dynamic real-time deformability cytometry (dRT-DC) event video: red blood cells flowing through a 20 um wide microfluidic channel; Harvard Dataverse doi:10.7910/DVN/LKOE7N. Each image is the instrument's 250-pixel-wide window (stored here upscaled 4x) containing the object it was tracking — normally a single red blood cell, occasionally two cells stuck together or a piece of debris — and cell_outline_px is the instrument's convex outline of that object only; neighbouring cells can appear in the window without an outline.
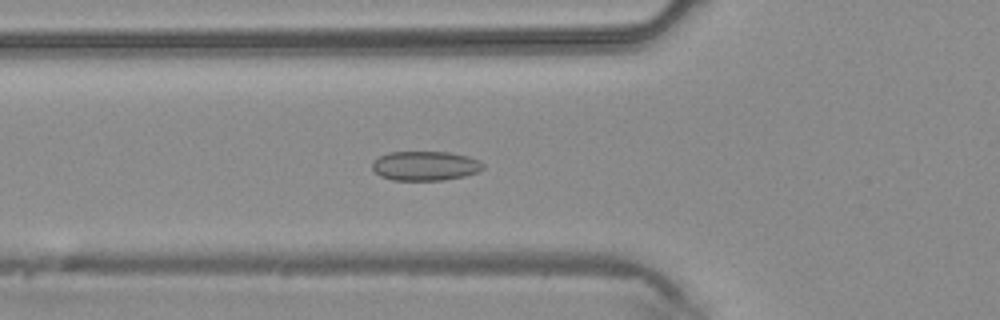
{"species": "common noctule bat (a hibernating species)", "species_latin": "Nyctalus noctula", "temperature_condition": "warm", "stored_images_in_passage": 39, "camera_frame_rate_fps": 3000, "um_per_image_px": 0.085, "animal": {"sex": "male", "body_mass_g": 20.4}, "frame": {"image": 1, "passage_image": 11, "time_ms": 3.333, "image_size_px": [1000, 320], "cell_outline_px": [[484, 168], [480, 172], [464, 176], [444, 180], [392, 180], [380, 176], [372, 168], [372, 160], [388, 152], [448, 152], [468, 156], [480, 160], [484, 164]], "centroid_in_image_um": [36.16, 14.1], "position_along_channel_um": 89.6, "area_um2": 19.19}}
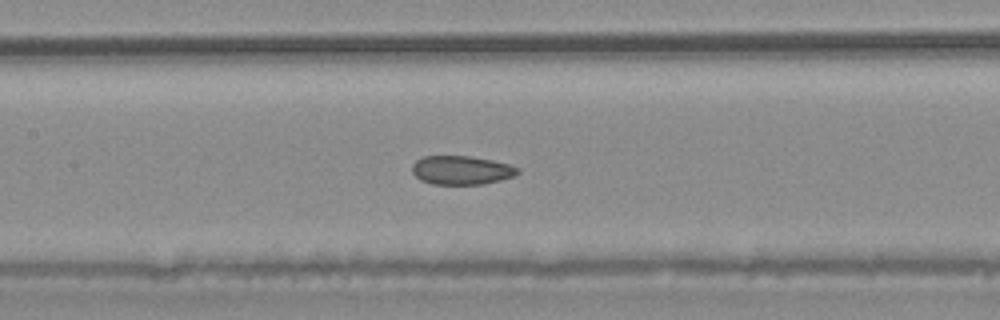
{"frame": {"image": 2, "passage_image": 16, "time_ms": 5.0, "image_size_px": [1000, 320], "cell_outline_px": [[520, 172], [516, 176], [484, 184], [432, 184], [420, 180], [412, 172], [412, 164], [416, 160], [424, 156], [468, 156], [492, 160], [508, 164], [520, 168]], "centroid_in_image_um": [39.23, 14.47], "position_along_channel_um": 168.2, "area_um2": 17.8}}
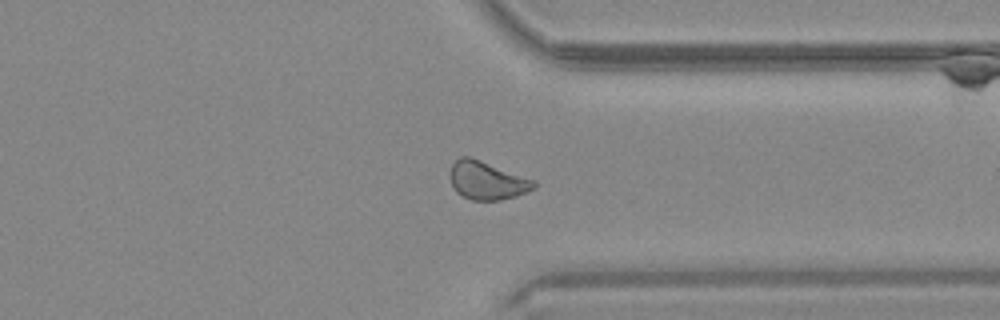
{"frame": {"image": 3, "passage_image": 29, "time_ms": 9.333, "image_size_px": [1000, 320], "cell_outline_px": [[536, 188], [516, 196], [500, 200], [472, 200], [460, 196], [456, 192], [452, 184], [452, 164], [460, 156], [468, 156], [480, 160], [536, 180]], "centroid_in_image_um": [41.43, 15.35], "position_along_channel_um": 370.0, "area_um2": 18.55}}